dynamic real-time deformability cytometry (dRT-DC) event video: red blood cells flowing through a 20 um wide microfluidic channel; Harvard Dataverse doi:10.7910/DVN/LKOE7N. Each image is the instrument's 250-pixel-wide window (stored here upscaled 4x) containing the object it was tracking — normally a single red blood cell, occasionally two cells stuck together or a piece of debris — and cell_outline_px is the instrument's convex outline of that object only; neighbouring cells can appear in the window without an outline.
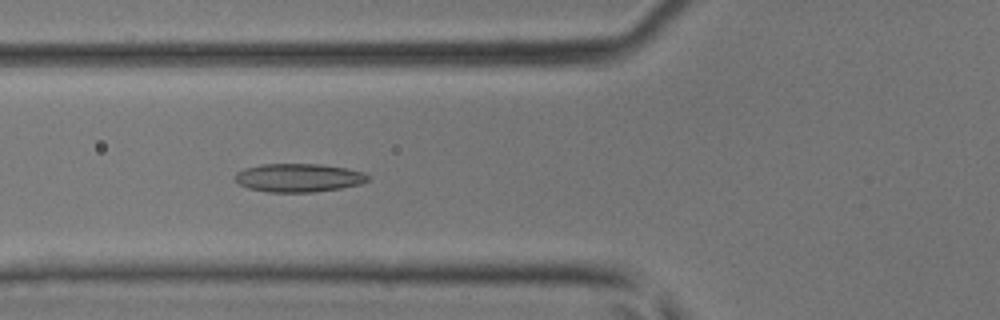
{"species": "common noctule bat (a hibernating species)", "species_latin": "Nyctalus noctula", "temperature_condition": "room temperature", "stored_images_in_passage": 48, "segment_of_instrument_passage": [1, 2], "camera_frame_rate_fps": 3000, "um_per_image_px": 0.085, "animal": {"sex": "male", "body_mass_g": 17.9, "forearm_length_mm": 54.2}, "frame": {"image": 1, "passage_image": 18, "time_ms": 5.667, "image_size_px": [1000, 320], "cell_outline_px": [[368, 180], [360, 184], [340, 188], [312, 192], [268, 192], [248, 188], [240, 184], [236, 180], [236, 172], [244, 168], [264, 164], [320, 164], [344, 168], [364, 172], [368, 176]], "centroid_in_image_um": [25.37, 15.11], "position_along_channel_um": 100.4, "area_um2": 21.79}}
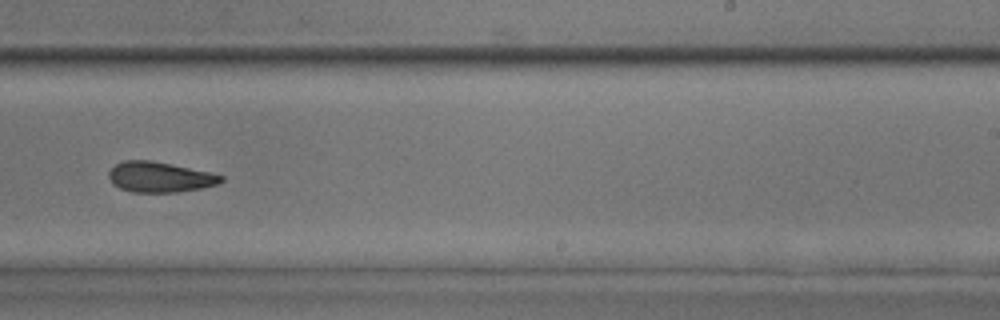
{"frame": {"image": 2, "passage_image": 30, "time_ms": 9.667, "image_size_px": [1000, 320], "cell_outline_px": [[224, 180], [216, 184], [200, 188], [176, 192], [132, 192], [120, 188], [112, 184], [108, 176], [108, 172], [116, 164], [124, 160], [152, 160], [172, 164], [208, 172], [224, 176]], "centroid_in_image_um": [13.54, 15.04], "position_along_channel_um": 275.5, "area_um2": 19.77}}
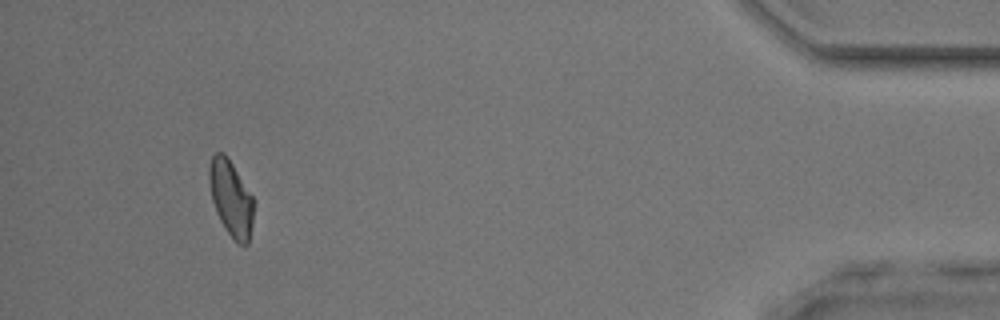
{"frame": {"image": 3, "passage_image": 44, "time_ms": 14.333, "image_size_px": [1000, 320], "cell_outline_px": [[252, 224], [248, 244], [236, 244], [220, 220], [216, 212], [212, 200], [208, 180], [208, 168], [212, 156], [216, 152], [224, 152], [232, 164], [252, 196]], "centroid_in_image_um": [19.59, 16.85], "position_along_channel_um": 415.6, "area_um2": 19.36}}